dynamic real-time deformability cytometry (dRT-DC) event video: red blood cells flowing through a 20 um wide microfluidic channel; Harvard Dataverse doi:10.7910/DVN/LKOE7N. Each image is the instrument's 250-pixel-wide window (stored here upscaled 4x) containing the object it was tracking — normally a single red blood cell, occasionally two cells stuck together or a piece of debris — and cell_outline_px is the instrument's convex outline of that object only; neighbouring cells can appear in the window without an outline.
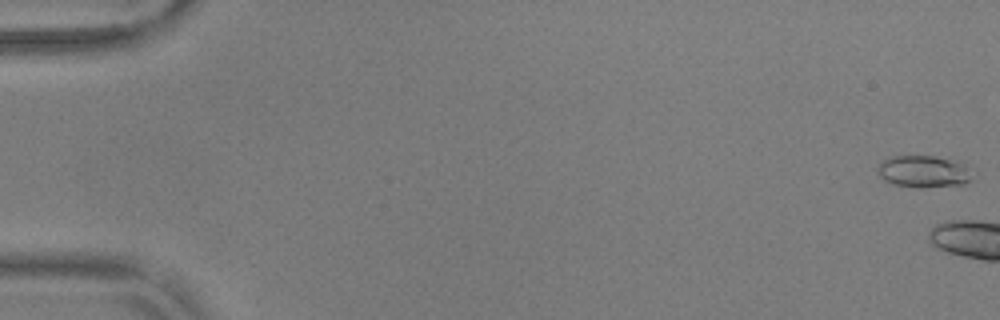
{"species": "common noctule bat (a hibernating species)", "species_latin": "Nyctalus noctula", "temperature_condition": "warm", "stored_images_in_passage": 6, "camera_frame_rate_fps": 3000, "um_per_image_px": 0.085, "animal": {"sex": "male", "body_mass_g": 17.9, "forearm_length_mm": 54.2}, "frame": {"image": 1, "passage_image": 1, "time_ms": 0.0, "image_size_px": [1000, 320], "cell_outline_px": [[972, 180], [964, 184], [924, 188], [916, 188], [892, 184], [884, 180], [880, 176], [876, 168], [884, 160], [892, 156], [936, 156], [956, 160], [960, 164]], "centroid_in_image_um": [78.42, 14.59], "position_along_channel_um": 6.6, "area_um2": 17.4}}